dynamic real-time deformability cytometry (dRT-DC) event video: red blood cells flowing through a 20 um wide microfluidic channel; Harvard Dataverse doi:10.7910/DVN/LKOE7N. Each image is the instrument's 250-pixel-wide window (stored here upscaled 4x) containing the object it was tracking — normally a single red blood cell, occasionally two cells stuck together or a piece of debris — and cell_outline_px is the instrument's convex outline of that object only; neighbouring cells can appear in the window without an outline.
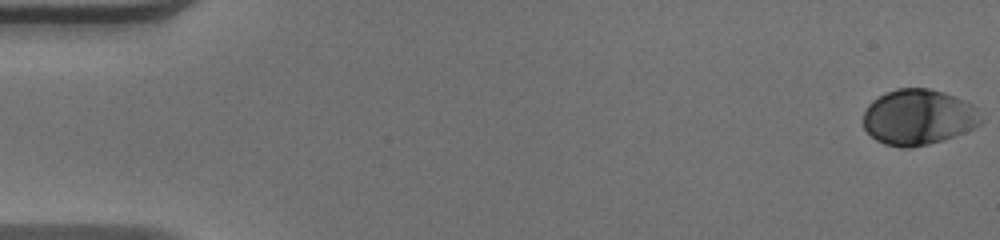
{"species": "human", "species_latin": "Homo sapiens", "temperature_condition": "warm", "stored_images_in_passage": 29, "camera_frame_rate_fps": 3000, "um_per_image_px": 0.085, "donor": {"sex": "male"}, "frame": {"image": 1, "passage_image": 1, "time_ms": 0.0, "image_size_px": [1000, 240], "cell_outline_px": [[984, 124], [964, 132], [928, 144], [908, 148], [900, 148], [884, 144], [876, 140], [864, 128], [864, 112], [868, 104], [872, 100], [884, 92], [896, 88], [928, 88], [944, 92], [964, 100], [972, 104], [976, 108], [984, 120]], "centroid_in_image_um": [78.07, 9.95], "position_along_channel_um": 6.9, "area_um2": 38.38}}
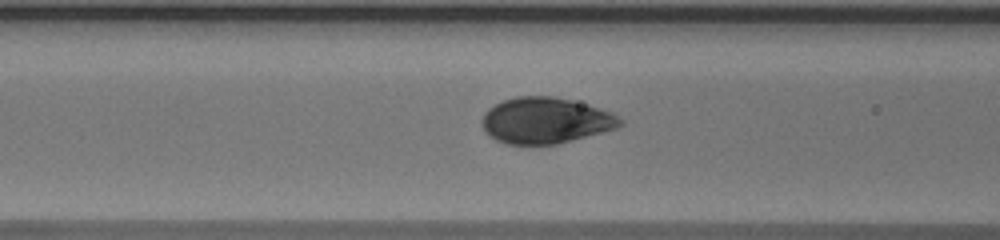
{"frame": {"image": 2, "passage_image": 21, "time_ms": 6.667, "image_size_px": [1000, 240], "cell_outline_px": [[624, 124], [616, 128], [556, 144], [508, 144], [496, 140], [484, 132], [480, 124], [480, 120], [484, 112], [488, 108], [504, 100], [516, 96], [552, 96], [572, 100], [588, 104], [612, 112], [624, 120]], "centroid_in_image_um": [46.34, 10.23], "position_along_channel_um": 120.3, "area_um2": 37.22}}
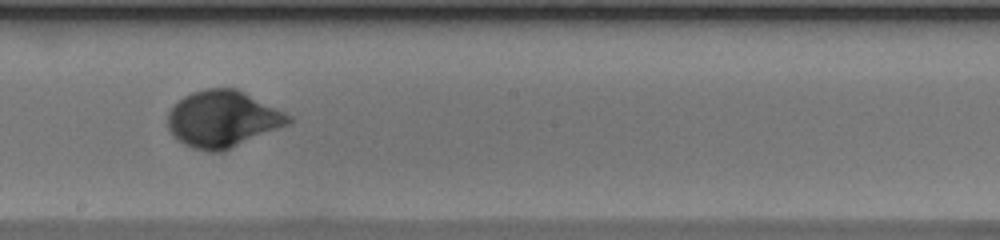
{"frame": {"image": 3, "passage_image": 29, "time_ms": 9.333, "image_size_px": [1000, 240], "cell_outline_px": [[292, 120], [288, 124], [220, 152], [208, 152], [192, 148], [176, 140], [168, 128], [168, 112], [172, 104], [184, 96], [192, 92], [204, 88], [236, 88], [292, 116]], "centroid_in_image_um": [18.87, 10.11], "position_along_channel_um": 229.3, "area_um2": 39.59}}